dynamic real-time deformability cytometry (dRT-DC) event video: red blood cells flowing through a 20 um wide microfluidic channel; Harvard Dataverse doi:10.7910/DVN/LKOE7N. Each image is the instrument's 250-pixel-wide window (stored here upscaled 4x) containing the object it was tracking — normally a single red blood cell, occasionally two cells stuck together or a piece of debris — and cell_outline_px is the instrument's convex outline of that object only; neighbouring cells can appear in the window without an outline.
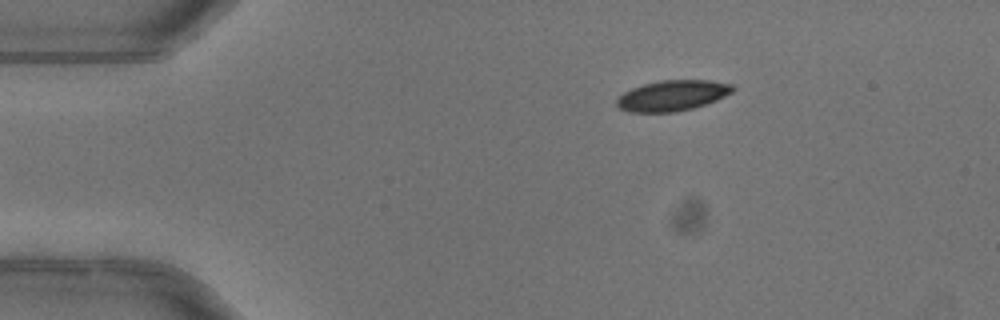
{"species": "common noctule bat (a hibernating species)", "species_latin": "Nyctalus noctula", "temperature_condition": "warm", "stored_images_in_passage": 44, "camera_frame_rate_fps": 3000, "um_per_image_px": 0.085, "animal": {"sex": "female"}, "frame": {"image": 1, "passage_image": 1, "time_ms": 0.0, "image_size_px": [1000, 320], "cell_outline_px": [[736, 88], [732, 92], [716, 100], [692, 108], [676, 112], [628, 112], [620, 108], [616, 104], [616, 100], [624, 92], [632, 88], [644, 84], [660, 80], [708, 80], [732, 84]], "centroid_in_image_um": [57.15, 8.12], "position_along_channel_um": 27.9, "area_um2": 20.58}}
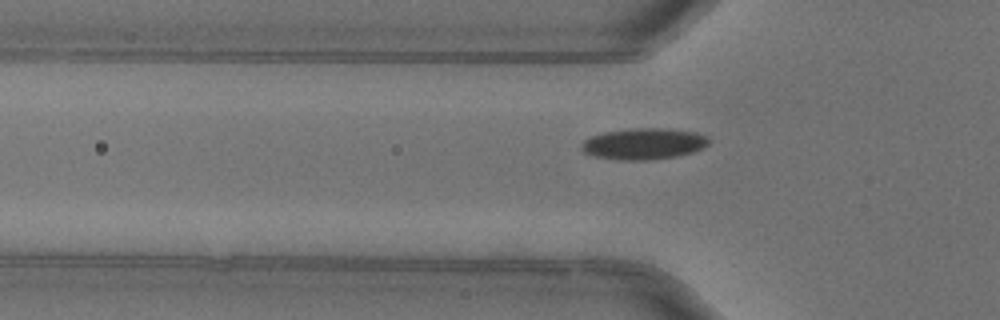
{"frame": {"image": 2, "passage_image": 9, "time_ms": 2.667, "image_size_px": [1000, 320], "cell_outline_px": [[708, 144], [704, 148], [692, 152], [676, 156], [644, 160], [620, 160], [596, 156], [584, 152], [580, 148], [580, 144], [584, 140], [592, 136], [604, 132], [632, 128], [668, 128], [696, 132], [708, 136]], "centroid_in_image_um": [54.73, 12.21], "position_along_channel_um": 71.1, "area_um2": 23.18}}
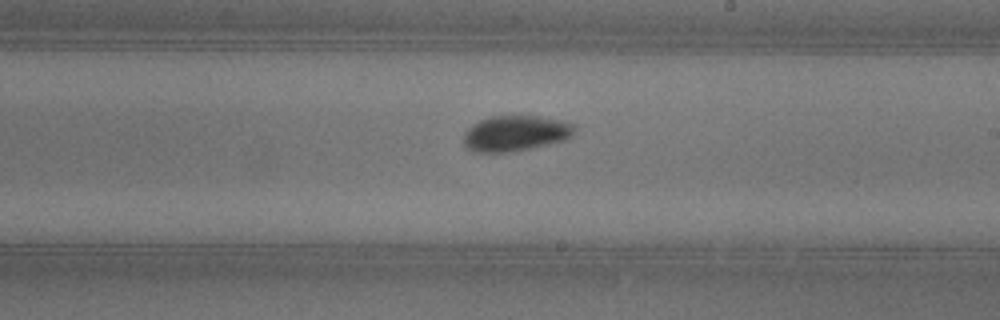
{"frame": {"image": 3, "passage_image": 22, "time_ms": 7.0, "image_size_px": [1000, 320], "cell_outline_px": [[576, 128], [572, 136], [564, 140], [532, 148], [508, 152], [472, 152], [464, 144], [464, 132], [472, 124], [488, 116], [540, 116], [560, 120], [576, 124]], "centroid_in_image_um": [43.82, 11.33], "position_along_channel_um": 245.2, "area_um2": 23.18}, "authors_computed_cell_mechanics": {"area_um2": 21.2704, "velocity_mm_per_s": 4.0068, "shape_relaxation_time_tau1_ms": 3.7529, "shape_relaxation_time_tau2_ms": null, "deformation_change_tau1": 0.1181, "deformation_change_tau2": null}}